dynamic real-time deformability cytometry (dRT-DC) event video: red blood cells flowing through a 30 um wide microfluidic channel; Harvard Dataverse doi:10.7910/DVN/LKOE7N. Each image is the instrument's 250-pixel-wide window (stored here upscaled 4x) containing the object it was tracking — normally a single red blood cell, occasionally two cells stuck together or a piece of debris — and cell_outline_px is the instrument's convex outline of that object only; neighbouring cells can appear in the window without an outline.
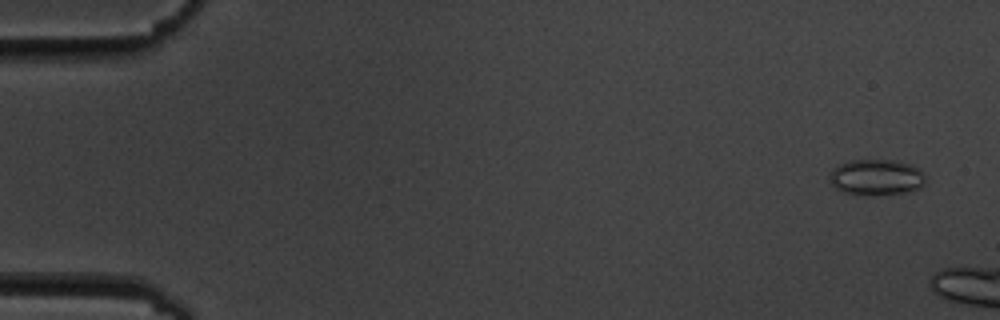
{"species": "common noctule bat (a hibernating species)", "species_latin": "Nyctalus noctula", "temperature_condition": "cold", "stored_images_in_passage": 3, "camera_frame_rate_fps": 3000, "um_per_image_px": 0.085, "animal": {"sex": "male", "body_mass_g": 19.5, "forearm_length_mm": 54.6}, "frame": {"image": 1, "passage_image": 1, "time_ms": 0.0, "image_size_px": [1000, 320], "cell_outline_px": [[924, 184], [920, 188], [912, 192], [844, 192], [836, 188], [828, 180], [828, 176], [832, 168], [840, 164], [852, 160], [892, 160], [912, 164], [920, 168], [924, 172]], "centroid_in_image_um": [74.51, 15.01], "position_along_channel_um": 10.5, "area_um2": 19.54}}